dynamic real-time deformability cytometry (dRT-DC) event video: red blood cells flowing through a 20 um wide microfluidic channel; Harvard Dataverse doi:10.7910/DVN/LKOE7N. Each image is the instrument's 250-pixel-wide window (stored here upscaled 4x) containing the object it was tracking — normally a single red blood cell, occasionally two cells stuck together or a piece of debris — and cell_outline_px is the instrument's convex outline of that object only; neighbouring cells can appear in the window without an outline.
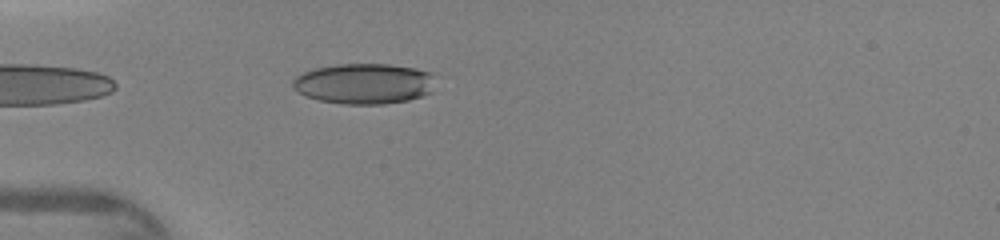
{"species": "human", "species_latin": "Homo sapiens", "temperature_condition": "warm", "stored_images_in_passage": 6, "camera_frame_rate_fps": 3000, "um_per_image_px": 0.085, "donor": {"sex": "female"}, "frame": {"image": 1, "passage_image": 2, "time_ms": 0.333, "image_size_px": [1000, 240], "cell_outline_px": [[432, 92], [408, 100], [384, 104], [344, 104], [320, 100], [308, 96], [292, 88], [292, 80], [296, 76], [304, 72], [316, 68], [336, 64], [388, 64], [416, 68], [428, 72], [432, 76]], "centroid_in_image_um": [30.92, 7.1], "position_along_channel_um": 54.1, "area_um2": 33.47}}
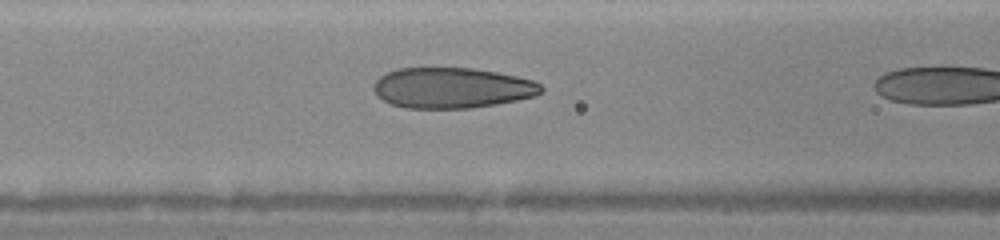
{"frame": {"image": 2, "passage_image": 5, "time_ms": 1.333, "image_size_px": [1000, 240], "cell_outline_px": [[544, 92], [536, 96], [496, 104], [472, 108], [408, 108], [392, 104], [376, 96], [372, 88], [372, 84], [380, 76], [396, 68], [472, 68], [496, 72], [516, 76], [532, 80], [540, 84], [544, 88]], "centroid_in_image_um": [38.41, 7.47], "position_along_channel_um": 128.2, "area_um2": 39.77}}